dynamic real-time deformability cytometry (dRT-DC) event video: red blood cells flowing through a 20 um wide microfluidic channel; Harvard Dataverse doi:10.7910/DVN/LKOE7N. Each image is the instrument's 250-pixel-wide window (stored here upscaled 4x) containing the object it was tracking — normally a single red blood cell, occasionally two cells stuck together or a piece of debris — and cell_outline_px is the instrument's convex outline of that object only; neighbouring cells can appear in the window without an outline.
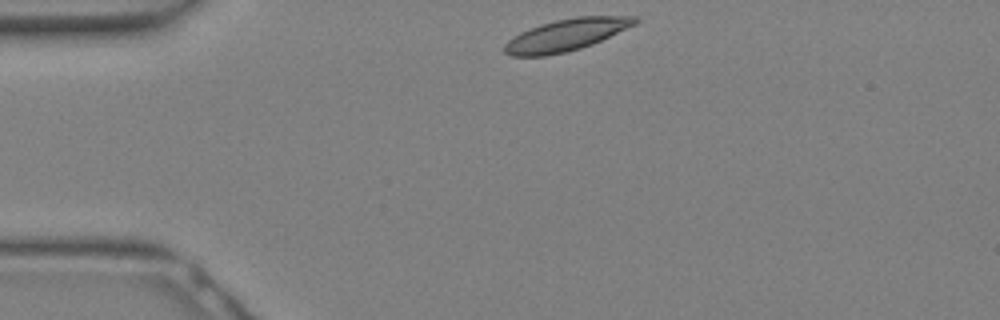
{"species": "Egyptian fruit bat (a non-hibernating species)", "species_latin": "Rousettus aegyptiacus", "temperature_condition": "warm", "stored_images_in_passage": 26, "camera_frame_rate_fps": 3000, "um_per_image_px": 0.085, "animal": {"sex": "female"}, "frame": {"image": 1, "passage_image": 1, "time_ms": 0.0, "image_size_px": [1000, 320], "cell_outline_px": [[640, 20], [636, 24], [592, 44], [580, 48], [564, 52], [544, 56], [512, 56], [504, 52], [504, 44], [508, 40], [520, 32], [540, 24], [556, 20], [576, 16], [636, 16]], "centroid_in_image_um": [48.12, 2.96], "position_along_channel_um": 36.9, "area_um2": 24.1}}
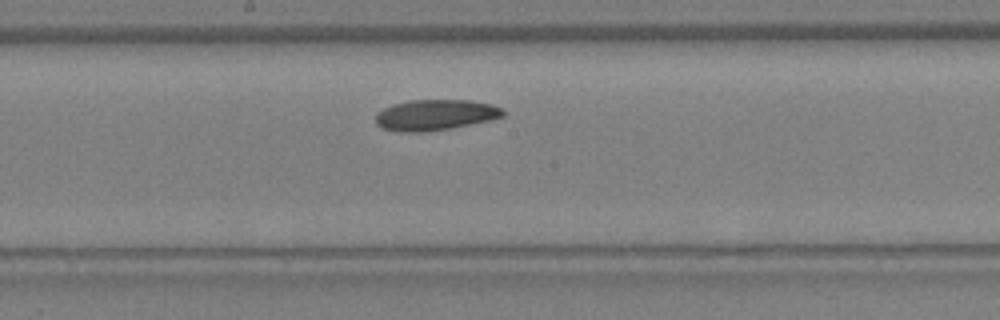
{"frame": {"image": 2, "passage_image": 11, "time_ms": 3.333, "image_size_px": [1000, 320], "cell_outline_px": [[504, 116], [488, 120], [448, 128], [424, 132], [400, 132], [384, 128], [376, 124], [376, 112], [392, 104], [408, 100], [468, 100], [492, 104], [504, 108]], "centroid_in_image_um": [36.97, 9.75], "position_along_channel_um": 211.2, "area_um2": 22.72}}
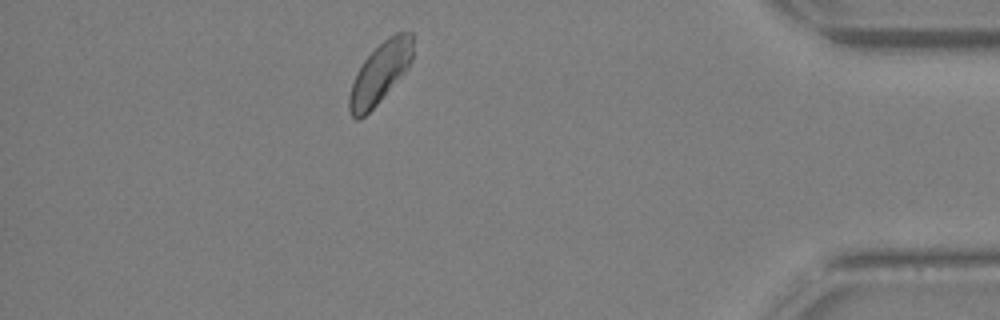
{"frame": {"image": 3, "passage_image": 22, "time_ms": 7.0, "image_size_px": [1000, 320], "cell_outline_px": [[412, 60], [408, 68], [380, 100], [360, 120], [356, 120], [352, 116], [348, 108], [348, 96], [356, 72], [364, 60], [388, 36], [396, 32], [412, 32]], "centroid_in_image_um": [32.28, 6.21], "position_along_channel_um": 402.9, "area_um2": 22.2}}